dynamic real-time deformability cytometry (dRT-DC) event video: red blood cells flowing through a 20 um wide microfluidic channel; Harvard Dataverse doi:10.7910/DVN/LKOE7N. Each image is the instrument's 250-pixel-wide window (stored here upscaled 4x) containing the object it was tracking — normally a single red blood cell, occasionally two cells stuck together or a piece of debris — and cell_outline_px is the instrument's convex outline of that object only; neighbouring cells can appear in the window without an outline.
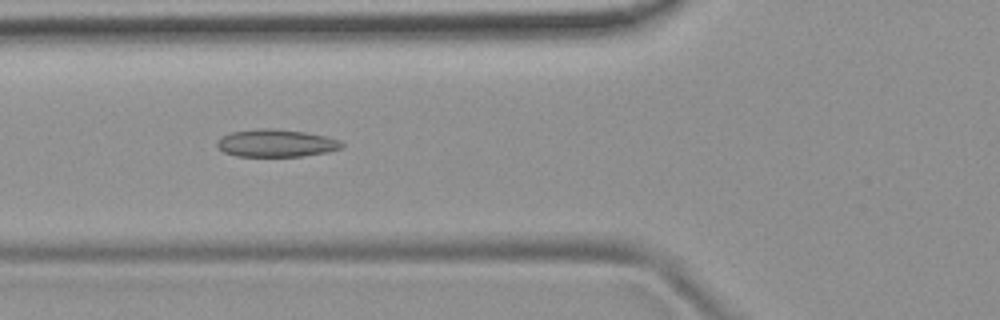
{"species": "common noctule bat (a hibernating species)", "species_latin": "Nyctalus noctula", "temperature_condition": "room temperature", "stored_images_in_passage": 13, "camera_frame_rate_fps": 3000, "um_per_image_px": 0.085, "animal": {"sex": "female", "body_mass_g": 19.9}, "frame": {"image": 1, "passage_image": 3, "time_ms": 0.667, "image_size_px": [1000, 320], "cell_outline_px": [[344, 144], [340, 148], [328, 152], [300, 156], [236, 156], [224, 152], [216, 144], [216, 140], [220, 136], [232, 132], [256, 128], [272, 128], [304, 132], [324, 136], [340, 140]], "centroid_in_image_um": [23.43, 12.16], "position_along_channel_um": 102.4, "area_um2": 20.0}}
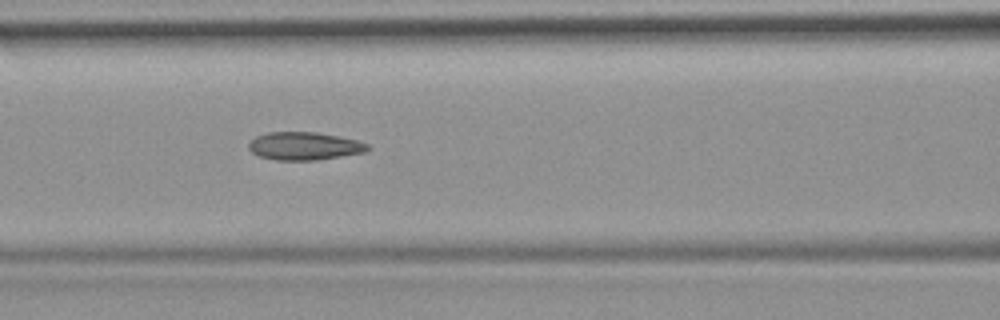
{"frame": {"image": 2, "passage_image": 6, "time_ms": 1.667, "image_size_px": [1000, 320], "cell_outline_px": [[372, 148], [364, 152], [316, 160], [276, 160], [260, 156], [252, 152], [248, 148], [248, 144], [256, 136], [268, 132], [316, 132], [356, 140], [368, 144]], "centroid_in_image_um": [25.86, 12.41], "position_along_channel_um": 140.7, "area_um2": 19.19}}
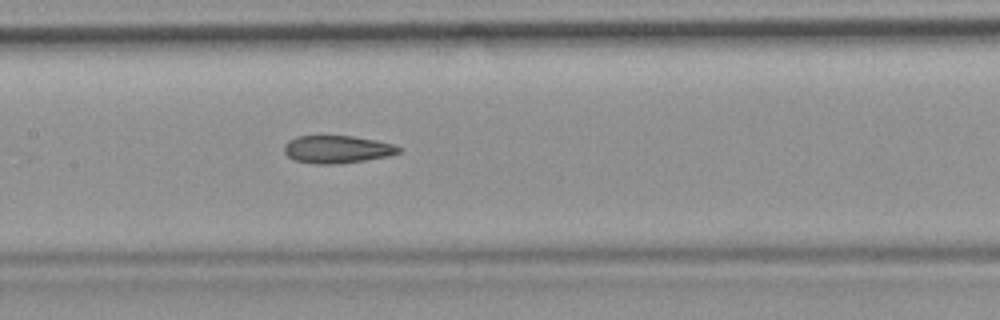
{"frame": {"image": 3, "passage_image": 9, "time_ms": 2.667, "image_size_px": [1000, 320], "cell_outline_px": [[400, 152], [388, 156], [340, 164], [316, 164], [296, 160], [288, 156], [284, 152], [284, 144], [288, 140], [296, 136], [352, 136], [376, 140], [392, 144], [400, 148]], "centroid_in_image_um": [28.62, 12.69], "position_along_channel_um": 178.8, "area_um2": 18.38}}